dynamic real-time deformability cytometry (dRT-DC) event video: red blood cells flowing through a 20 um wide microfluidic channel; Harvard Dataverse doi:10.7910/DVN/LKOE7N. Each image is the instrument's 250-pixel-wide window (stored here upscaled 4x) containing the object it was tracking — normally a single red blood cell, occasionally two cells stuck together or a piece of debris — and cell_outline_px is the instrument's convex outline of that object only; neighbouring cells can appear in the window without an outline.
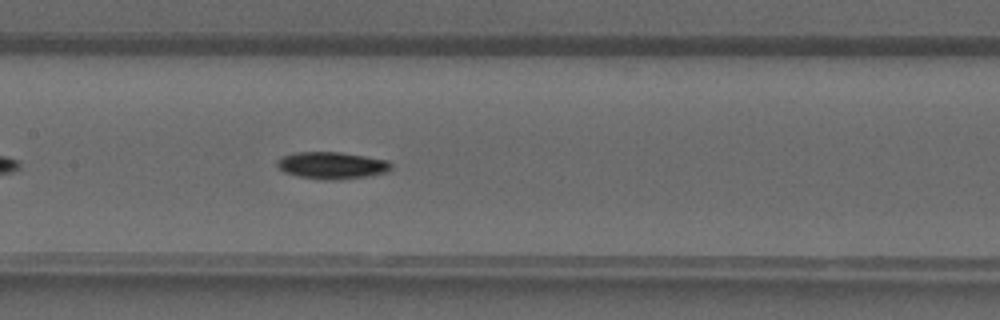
{"species": "common noctule bat (a hibernating species)", "species_latin": "Nyctalus noctula", "temperature_condition": "warm", "stored_images_in_passage": 23, "camera_frame_rate_fps": 3000, "um_per_image_px": 0.085, "animal": {"sex": "male", "forearm_length_mm": 52.5}, "frame": {"image": 1, "passage_image": 10, "time_ms": 3.0, "image_size_px": [1000, 320], "cell_outline_px": [[392, 168], [388, 172], [364, 176], [336, 180], [324, 180], [300, 176], [284, 172], [276, 164], [284, 156], [296, 152], [340, 152], [388, 160], [392, 164]], "centroid_in_image_um": [28.25, 14.06], "position_along_channel_um": 179.1, "area_um2": 17.69}}
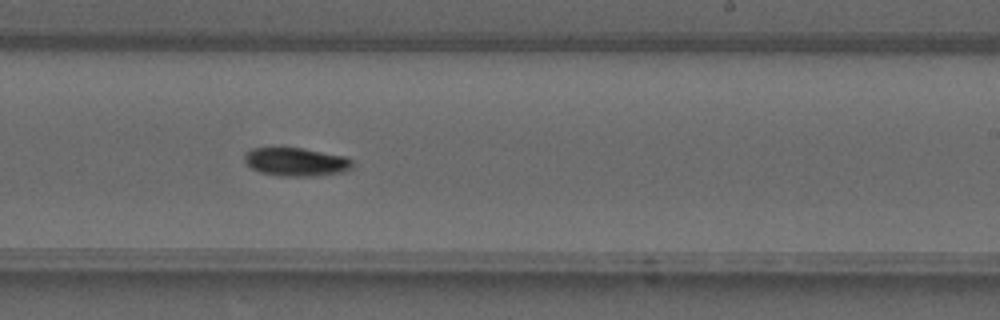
{"frame": {"image": 2, "passage_image": 15, "time_ms": 4.667, "image_size_px": [1000, 320], "cell_outline_px": [[352, 168], [344, 172], [312, 176], [276, 176], [260, 172], [252, 168], [244, 160], [244, 156], [252, 148], [300, 148], [348, 156], [352, 160]], "centroid_in_image_um": [25.2, 13.77], "position_along_channel_um": 263.8, "area_um2": 17.86}}
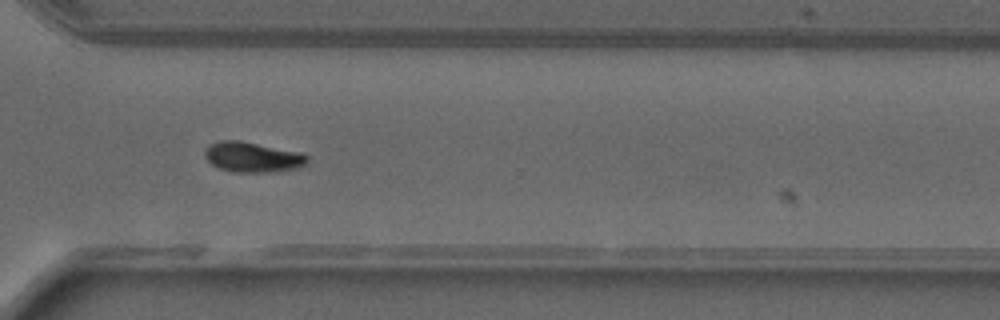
{"frame": {"image": 3, "passage_image": 20, "time_ms": 6.333, "image_size_px": [1000, 320], "cell_outline_px": [[308, 160], [304, 164], [296, 168], [272, 172], [232, 172], [220, 168], [212, 164], [204, 156], [204, 152], [212, 144], [220, 140], [240, 140], [304, 152], [308, 156]], "centroid_in_image_um": [21.5, 13.34], "position_along_channel_um": 349.1, "area_um2": 18.09}}